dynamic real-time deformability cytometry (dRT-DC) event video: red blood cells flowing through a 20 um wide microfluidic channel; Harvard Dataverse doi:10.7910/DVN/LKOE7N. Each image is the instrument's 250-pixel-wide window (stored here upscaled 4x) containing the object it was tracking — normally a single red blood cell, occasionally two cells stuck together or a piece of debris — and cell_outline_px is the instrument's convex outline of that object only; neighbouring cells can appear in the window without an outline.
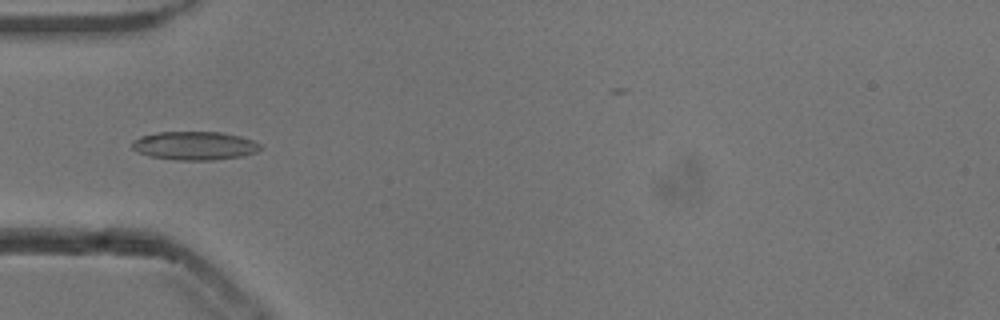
{"species": "common noctule bat (a hibernating species)", "species_latin": "Nyctalus noctula", "temperature_condition": "cold", "stored_images_in_passage": 21, "camera_frame_rate_fps": 3000, "um_per_image_px": 0.085, "animal": {"sex": "male", "body_mass_g": 13.3}, "frame": {"image": 1, "passage_image": 5, "time_ms": 1.333, "image_size_px": [1000, 320], "cell_outline_px": [[264, 148], [256, 152], [240, 156], [212, 160], [176, 160], [148, 156], [132, 148], [132, 140], [140, 136], [160, 132], [220, 132], [240, 136], [252, 140], [260, 144]], "centroid_in_image_um": [16.54, 12.38], "position_along_channel_um": 68.5, "area_um2": 21.27}}
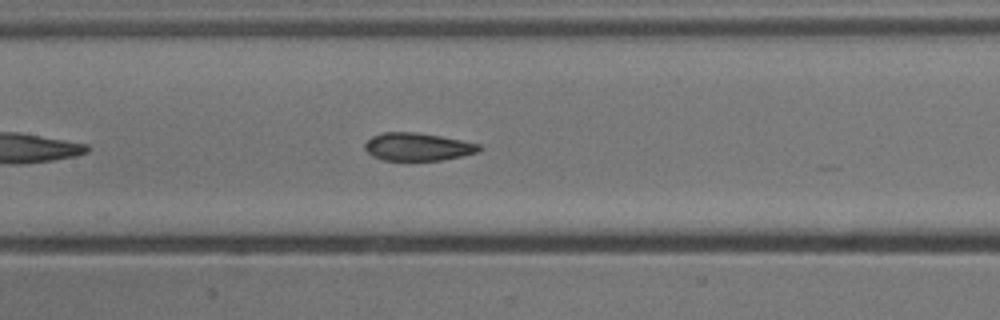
{"frame": {"image": 2, "passage_image": 13, "time_ms": 4.0, "image_size_px": [1000, 320], "cell_outline_px": [[484, 148], [480, 152], [440, 160], [384, 160], [372, 156], [364, 148], [364, 144], [372, 136], [384, 132], [416, 132], [440, 136], [480, 144]], "centroid_in_image_um": [35.51, 12.47], "position_along_channel_um": 171.9, "area_um2": 18.5}}
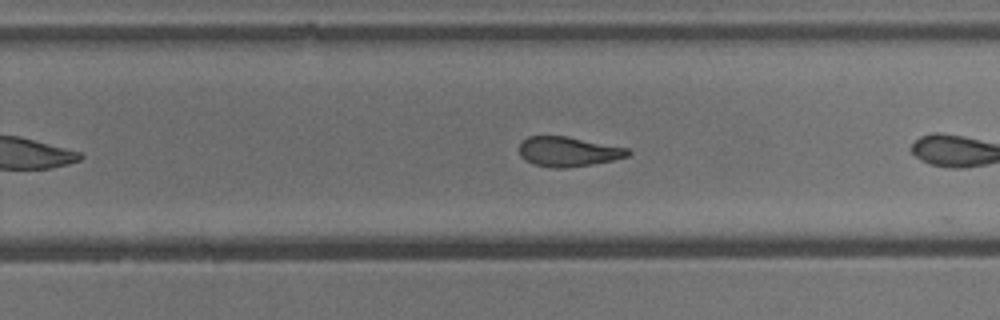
{"frame": {"image": 3, "passage_image": 19, "time_ms": 6.0, "image_size_px": [1000, 320], "cell_outline_px": [[632, 152], [628, 156], [612, 160], [592, 164], [564, 168], [552, 168], [532, 164], [524, 160], [520, 156], [520, 144], [528, 136], [564, 136], [628, 148]], "centroid_in_image_um": [48.27, 12.9], "position_along_channel_um": 281.5, "area_um2": 18.73}}